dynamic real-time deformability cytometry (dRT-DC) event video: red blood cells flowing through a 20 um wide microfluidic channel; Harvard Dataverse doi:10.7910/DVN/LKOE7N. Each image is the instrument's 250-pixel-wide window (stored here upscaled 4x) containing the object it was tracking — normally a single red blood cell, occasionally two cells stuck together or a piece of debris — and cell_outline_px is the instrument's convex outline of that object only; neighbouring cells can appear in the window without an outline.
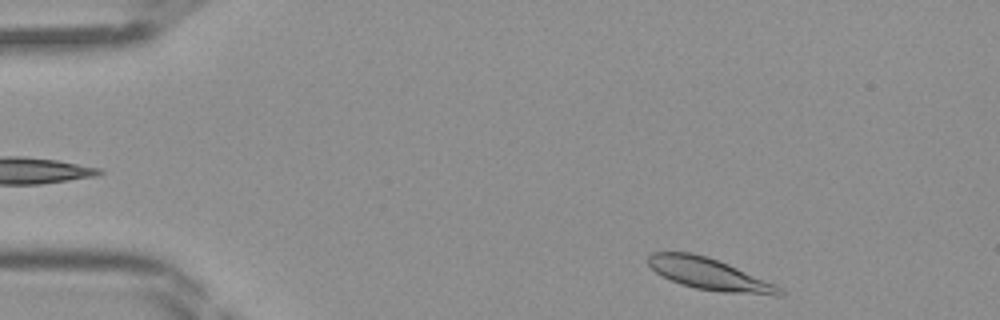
{"species": "Egyptian fruit bat (a non-hibernating species)", "species_latin": "Rousettus aegyptiacus", "temperature_condition": "room temperature", "stored_images_in_passage": 39, "camera_frame_rate_fps": 3000, "um_per_image_px": 0.085, "frame": {"image": 1, "passage_image": 1, "time_ms": 0.0, "image_size_px": [1000, 320], "cell_outline_px": [[784, 296], [776, 296], [724, 292], [696, 288], [680, 284], [656, 272], [648, 264], [648, 256], [652, 252], [692, 252], [708, 256], [728, 264], [776, 284], [784, 288]], "centroid_in_image_um": [60.35, 23.3], "position_along_channel_um": 24.6, "area_um2": 24.33}}
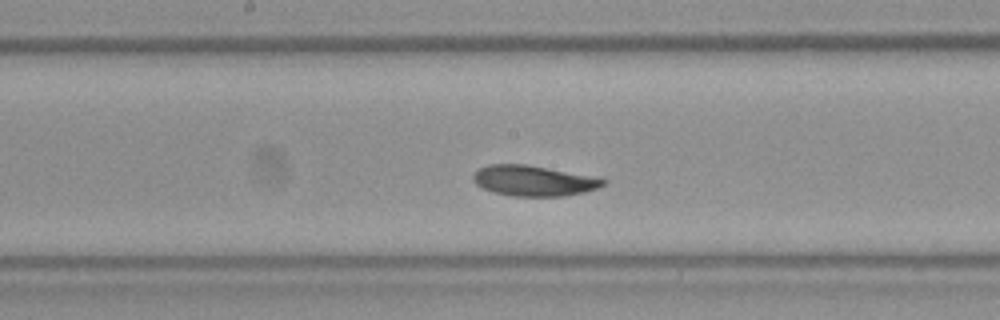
{"frame": {"image": 2, "passage_image": 18, "time_ms": 5.667, "image_size_px": [1000, 320], "cell_outline_px": [[608, 180], [604, 184], [596, 188], [584, 192], [564, 196], [512, 196], [492, 192], [476, 184], [472, 180], [472, 176], [480, 168], [488, 164], [524, 164]], "centroid_in_image_um": [45.28, 15.37], "position_along_channel_um": 202.9, "area_um2": 22.6}}
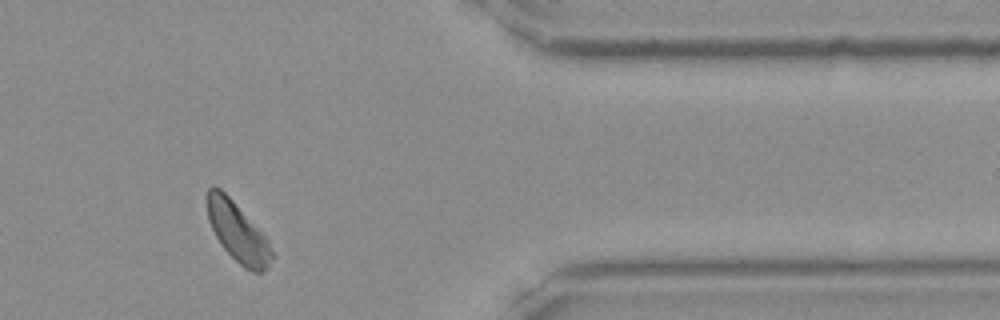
{"frame": {"image": 3, "passage_image": 32, "time_ms": 10.333, "image_size_px": [1000, 320], "cell_outline_px": [[276, 256], [268, 268], [260, 272], [252, 272], [244, 268], [224, 248], [216, 236], [208, 220], [208, 188], [212, 184], [220, 188], [232, 200], [268, 240]], "centroid_in_image_um": [20.24, 19.77], "position_along_channel_um": 391.2, "area_um2": 22.02}}